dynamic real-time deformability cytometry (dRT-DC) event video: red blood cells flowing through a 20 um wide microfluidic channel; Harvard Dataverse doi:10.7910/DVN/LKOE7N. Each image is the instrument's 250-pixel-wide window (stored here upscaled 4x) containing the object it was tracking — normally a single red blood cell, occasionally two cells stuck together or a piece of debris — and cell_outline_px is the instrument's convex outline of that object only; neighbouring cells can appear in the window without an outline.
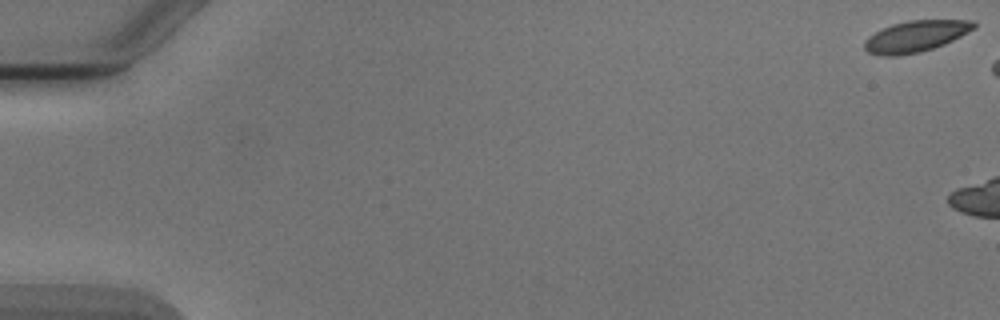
{"species": "Egyptian fruit bat (a non-hibernating species)", "species_latin": "Rousettus aegyptiacus", "temperature_condition": "cold", "stored_images_in_passage": 8, "camera_frame_rate_fps": 3000, "um_per_image_px": 0.085, "animal": {"sex": "male"}, "frame": {"image": 1, "passage_image": 1, "time_ms": 0.0, "image_size_px": [1000, 320], "cell_outline_px": [[976, 28], [944, 44], [920, 52], [892, 56], [880, 56], [868, 52], [864, 48], [864, 40], [868, 36], [892, 24], [908, 20], [972, 20], [976, 24]], "centroid_in_image_um": [77.82, 3.08], "position_along_channel_um": 7.2, "area_um2": 19.83}}
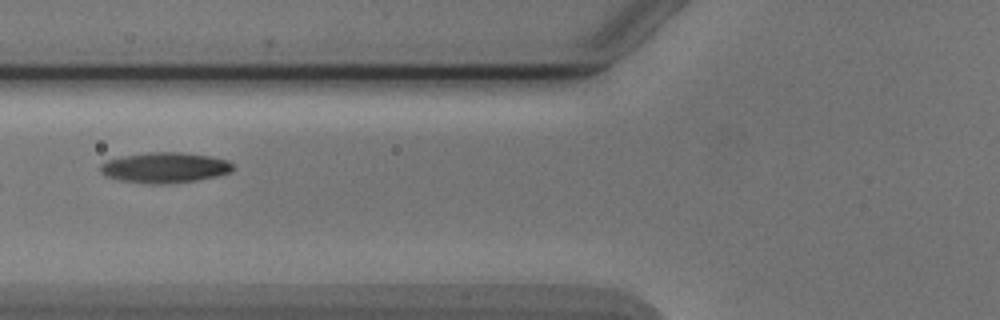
{"frame": {"image": 2, "passage_image": 8, "time_ms": 9.0, "image_size_px": [1000, 320], "cell_outline_px": [[232, 168], [228, 172], [216, 176], [196, 180], [160, 184], [152, 184], [120, 180], [108, 176], [100, 172], [100, 164], [108, 160], [148, 152], [180, 152], [208, 156], [228, 160], [232, 164]], "centroid_in_image_um": [14.0, 14.24], "position_along_channel_um": 111.8, "area_um2": 23.0}}